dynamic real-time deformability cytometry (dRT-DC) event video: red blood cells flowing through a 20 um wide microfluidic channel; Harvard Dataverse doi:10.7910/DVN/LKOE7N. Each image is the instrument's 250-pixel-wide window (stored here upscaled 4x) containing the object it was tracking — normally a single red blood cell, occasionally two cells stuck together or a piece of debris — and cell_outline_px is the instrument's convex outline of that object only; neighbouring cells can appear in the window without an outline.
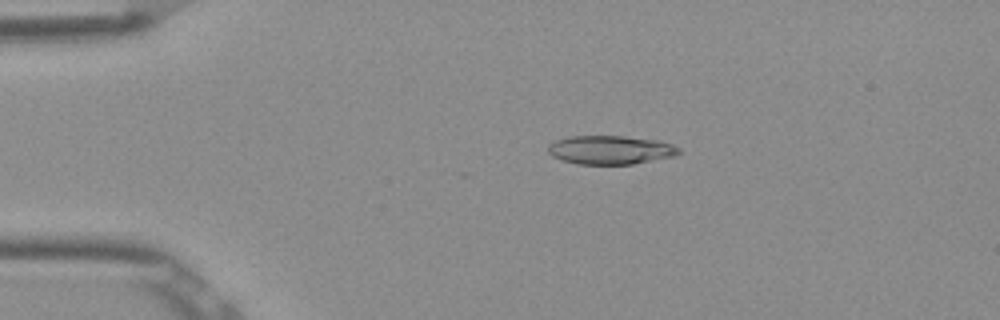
{"species": "Egyptian fruit bat (a non-hibernating species)", "species_latin": "Rousettus aegyptiacus", "temperature_condition": "room temperature", "stored_images_in_passage": 24, "camera_frame_rate_fps": 3000, "um_per_image_px": 0.085, "frame": {"image": 1, "passage_image": 11, "time_ms": 3.333, "image_size_px": [1000, 320], "cell_outline_px": [[680, 152], [676, 156], [632, 164], [576, 164], [560, 160], [552, 156], [548, 152], [548, 144], [556, 140], [568, 136], [624, 136], [656, 140], [672, 144], [680, 148]], "centroid_in_image_um": [51.87, 12.74], "position_along_channel_um": 33.1, "area_um2": 22.02}}
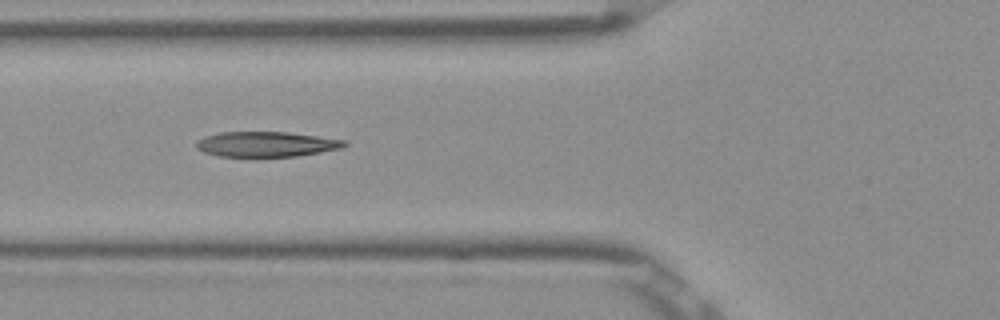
{"frame": {"image": 2, "passage_image": 20, "time_ms": 6.333, "image_size_px": [1000, 320], "cell_outline_px": [[348, 144], [340, 148], [320, 152], [296, 156], [220, 156], [204, 152], [196, 148], [196, 140], [204, 136], [220, 132], [288, 132], [348, 140]], "centroid_in_image_um": [22.63, 12.24], "position_along_channel_um": 103.2, "area_um2": 21.68}}
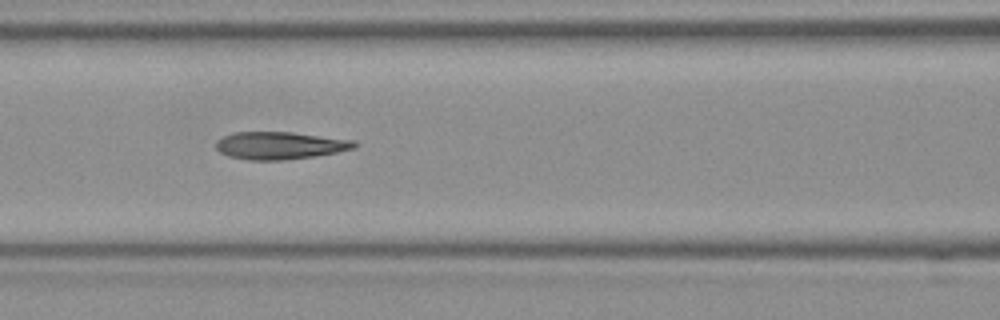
{"frame": {"image": 3, "passage_image": 23, "time_ms": 7.333, "image_size_px": [1000, 320], "cell_outline_px": [[360, 144], [356, 148], [316, 156], [284, 160], [248, 160], [228, 156], [220, 152], [216, 148], [216, 140], [232, 132], [292, 132], [356, 140]], "centroid_in_image_um": [23.83, 12.36], "position_along_channel_um": 142.8, "area_um2": 22.43}}